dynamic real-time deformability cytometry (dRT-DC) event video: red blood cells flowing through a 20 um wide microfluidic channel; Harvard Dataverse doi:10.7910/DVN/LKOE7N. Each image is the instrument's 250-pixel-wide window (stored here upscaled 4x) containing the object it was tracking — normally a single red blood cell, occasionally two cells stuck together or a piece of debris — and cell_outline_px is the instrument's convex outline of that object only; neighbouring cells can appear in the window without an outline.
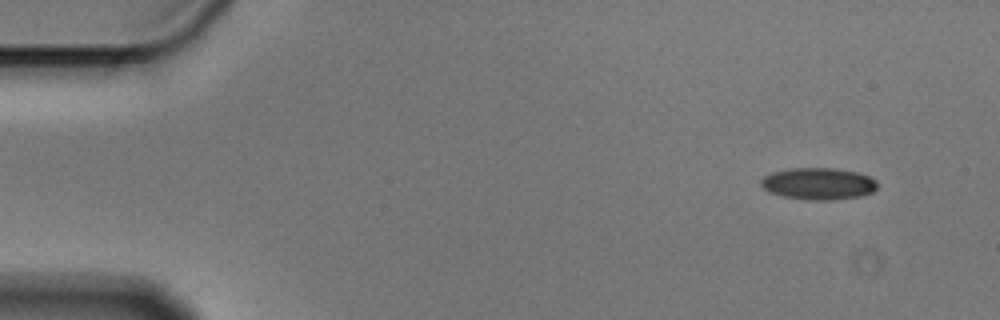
{"species": "Egyptian fruit bat (a non-hibernating species)", "species_latin": "Rousettus aegyptiacus", "temperature_condition": "cold", "stored_images_in_passage": 4, "camera_frame_rate_fps": 3000, "um_per_image_px": 0.085, "animal": {"sex": "male"}, "frame": {"image": 1, "passage_image": 1, "time_ms": 0.0, "image_size_px": [1000, 320], "cell_outline_px": [[876, 188], [872, 192], [860, 196], [832, 200], [812, 200], [784, 196], [768, 192], [760, 184], [760, 180], [764, 176], [772, 172], [788, 168], [836, 168], [856, 172], [868, 176], [876, 180]], "centroid_in_image_um": [69.54, 15.6], "position_along_channel_um": 15.5, "area_um2": 21.56}}
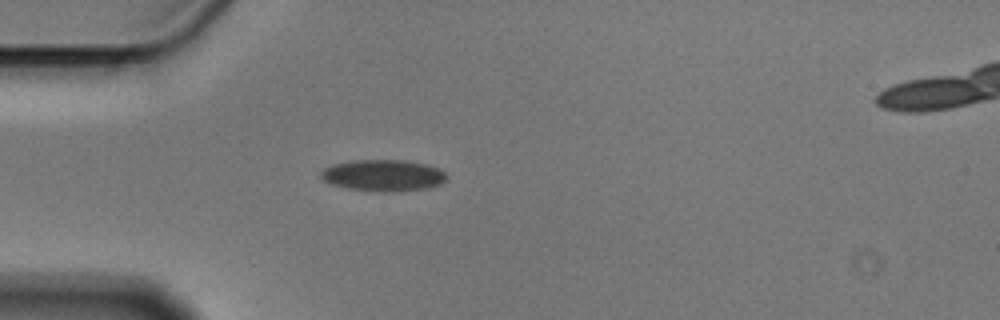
{"frame": {"image": 2, "passage_image": 4, "time_ms": 1.0, "image_size_px": [1000, 320], "cell_outline_px": [[448, 176], [440, 184], [428, 188], [388, 192], [384, 192], [348, 188], [332, 184], [324, 180], [320, 176], [320, 172], [324, 168], [336, 164], [352, 160], [404, 160], [424, 164], [440, 168]], "centroid_in_image_um": [32.59, 14.9], "position_along_channel_um": 52.4, "area_um2": 22.89}}